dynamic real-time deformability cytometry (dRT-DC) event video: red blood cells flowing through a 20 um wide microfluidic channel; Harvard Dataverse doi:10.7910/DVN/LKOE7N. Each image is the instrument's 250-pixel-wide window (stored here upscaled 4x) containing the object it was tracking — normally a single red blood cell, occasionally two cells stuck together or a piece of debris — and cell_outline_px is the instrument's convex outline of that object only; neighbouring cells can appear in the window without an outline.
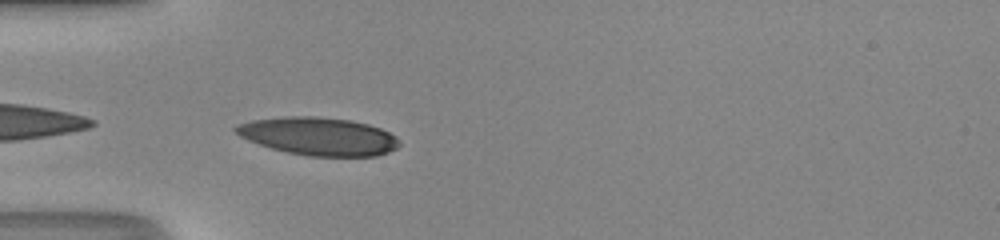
{"species": "human", "species_latin": "Homo sapiens", "temperature_condition": "room temperature", "stored_images_in_passage": 34, "camera_frame_rate_fps": 3000, "um_per_image_px": 0.085, "donor": {"sex": "male"}, "frame": {"image": 1, "passage_image": 1, "time_ms": 0.0, "image_size_px": [1000, 240], "cell_outline_px": [[400, 144], [396, 148], [388, 152], [376, 156], [308, 156], [288, 152], [272, 148], [248, 140], [240, 136], [232, 128], [236, 124], [252, 120], [284, 116], [316, 116], [352, 120], [368, 124], [380, 128], [396, 136]], "centroid_in_image_um": [27.07, 11.57], "position_along_channel_um": 57.9, "area_um2": 36.18}}
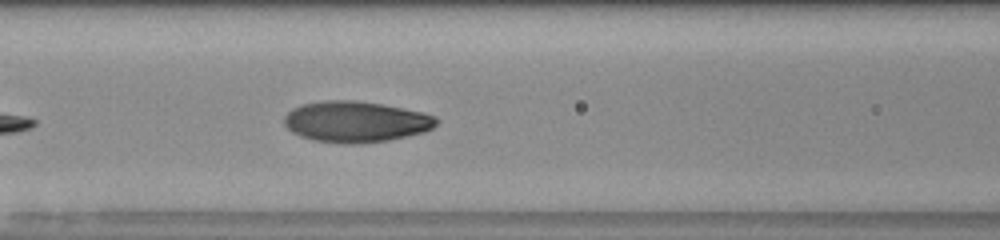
{"frame": {"image": 2, "passage_image": 7, "time_ms": 2.0, "image_size_px": [1000, 240], "cell_outline_px": [[440, 120], [432, 128], [424, 132], [408, 136], [388, 140], [352, 144], [340, 144], [312, 140], [300, 136], [292, 132], [284, 124], [284, 116], [292, 108], [300, 104], [324, 100], [356, 100], [380, 104], [424, 112], [436, 116]], "centroid_in_image_um": [30.23, 10.34], "position_along_channel_um": 136.4, "area_um2": 36.65}}
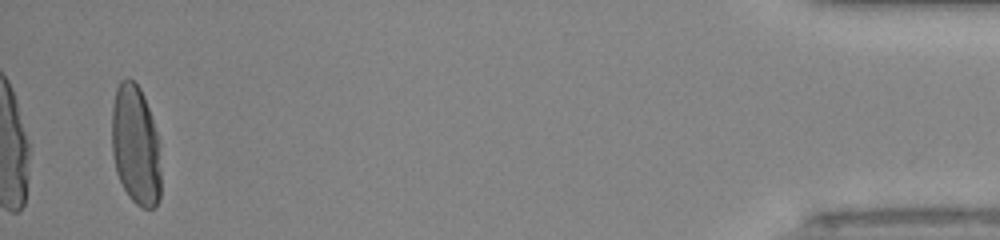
{"frame": {"image": 3, "passage_image": 33, "time_ms": 10.667, "image_size_px": [1000, 240], "cell_outline_px": [[160, 200], [156, 208], [140, 208], [128, 196], [116, 172], [112, 152], [112, 108], [116, 88], [120, 80], [128, 76], [140, 88], [144, 96], [156, 132], [160, 172]], "centroid_in_image_um": [11.51, 12.36], "position_along_channel_um": 423.7, "area_um2": 34.28}, "authors_computed_cell_mechanics": {"area_um2": 34.8245, "velocity_mm_per_s": 4.2652, "shape_relaxation_time_tau1_ms": 3.8883, "shape_relaxation_time_tau2_ms": null, "deformation_change_tau1": 0.2049, "deformation_change_tau2": null}}